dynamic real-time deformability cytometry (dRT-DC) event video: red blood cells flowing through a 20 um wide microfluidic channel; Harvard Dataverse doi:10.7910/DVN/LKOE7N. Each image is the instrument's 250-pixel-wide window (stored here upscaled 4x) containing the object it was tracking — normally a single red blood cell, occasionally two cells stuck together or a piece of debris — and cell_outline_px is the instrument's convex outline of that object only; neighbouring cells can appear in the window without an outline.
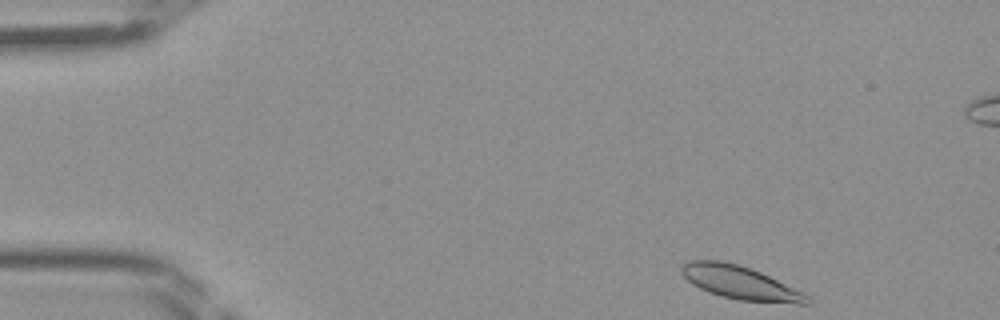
{"species": "Egyptian fruit bat (a non-hibernating species)", "species_latin": "Rousettus aegyptiacus", "temperature_condition": "room temperature", "stored_images_in_passage": 42, "camera_frame_rate_fps": 3000, "um_per_image_px": 0.085, "frame": {"image": 1, "passage_image": 1, "time_ms": 0.0, "image_size_px": [1000, 320], "cell_outline_px": [[812, 304], [796, 304], [740, 300], [720, 296], [708, 292], [692, 284], [680, 272], [680, 268], [688, 260], [720, 260], [736, 264], [760, 272], [804, 292], [812, 296]], "centroid_in_image_um": [62.96, 24.05], "position_along_channel_um": 22.0, "area_um2": 24.51}}
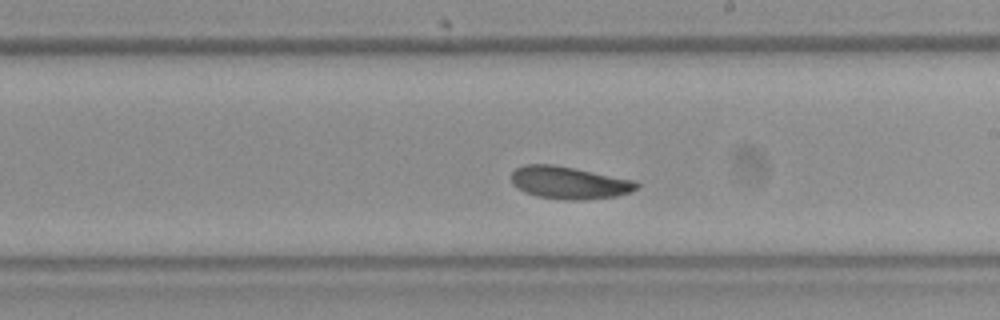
{"frame": {"image": 2, "passage_image": 22, "time_ms": 7.0, "image_size_px": [1000, 320], "cell_outline_px": [[640, 184], [632, 192], [616, 196], [584, 200], [572, 200], [536, 196], [524, 192], [512, 184], [512, 172], [516, 168], [524, 164], [552, 164], [636, 180]], "centroid_in_image_um": [48.39, 15.53], "position_along_channel_um": 240.6, "area_um2": 23.7}}
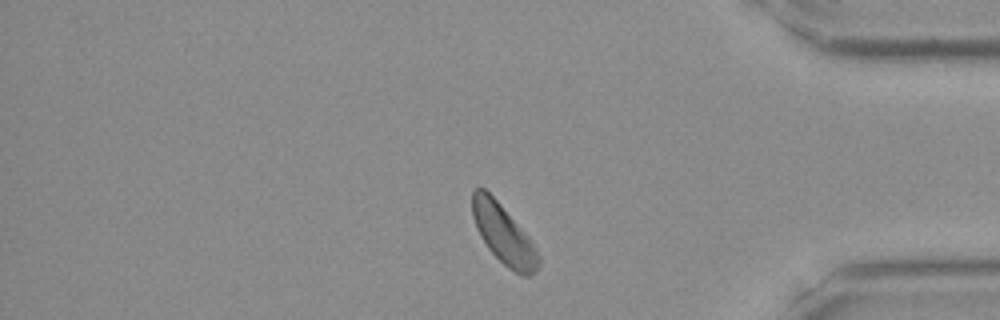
{"frame": {"image": 3, "passage_image": 34, "time_ms": 11.0, "image_size_px": [1000, 320], "cell_outline_px": [[540, 268], [536, 272], [528, 276], [520, 276], [508, 268], [488, 248], [480, 236], [476, 228], [472, 216], [472, 188], [484, 188], [500, 204], [528, 236], [536, 248], [540, 256]], "centroid_in_image_um": [42.81, 19.95], "position_along_channel_um": 392.4, "area_um2": 22.83}}